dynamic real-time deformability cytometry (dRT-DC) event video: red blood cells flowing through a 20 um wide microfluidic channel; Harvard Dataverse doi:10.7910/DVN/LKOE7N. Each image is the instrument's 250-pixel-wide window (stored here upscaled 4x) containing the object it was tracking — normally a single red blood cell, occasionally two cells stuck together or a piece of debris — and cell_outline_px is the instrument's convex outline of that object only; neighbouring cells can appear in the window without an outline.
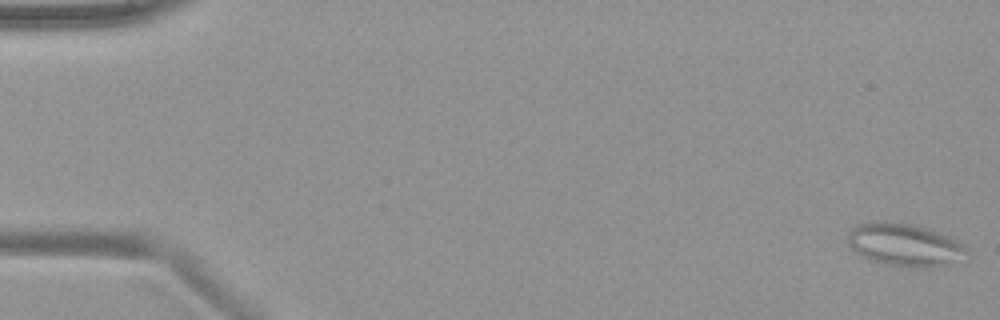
{"species": "common noctule bat (a hibernating species)", "species_latin": "Nyctalus noctula", "temperature_condition": "warm", "stored_images_in_passage": 51, "camera_frame_rate_fps": 3000, "um_per_image_px": 0.085, "animal": {"sex": "female", "body_mass_g": 19.9}, "frame": {"image": 1, "passage_image": 1, "time_ms": 0.0, "image_size_px": [1000, 320], "cell_outline_px": [[972, 256], [948, 264], [924, 268], [908, 268], [888, 264], [872, 260], [860, 256], [848, 244], [848, 232], [856, 224], [876, 220], [884, 220], [912, 224], [948, 236], [968, 248]], "centroid_in_image_um": [76.9, 20.81], "position_along_channel_um": 8.1, "area_um2": 30.0}}
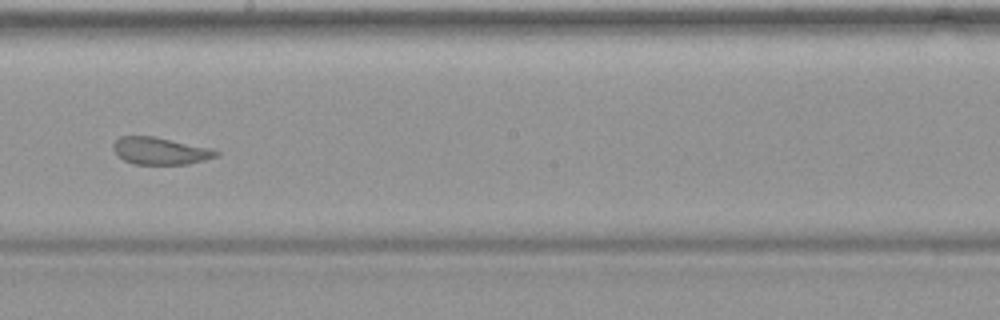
{"frame": {"image": 2, "passage_image": 29, "time_ms": 9.333, "image_size_px": [1000, 320], "cell_outline_px": [[220, 156], [188, 164], [132, 164], [124, 160], [112, 148], [112, 144], [120, 136], [156, 136], [212, 148], [220, 152]], "centroid_in_image_um": [13.66, 12.82], "position_along_channel_um": 234.5, "area_um2": 16.47}}
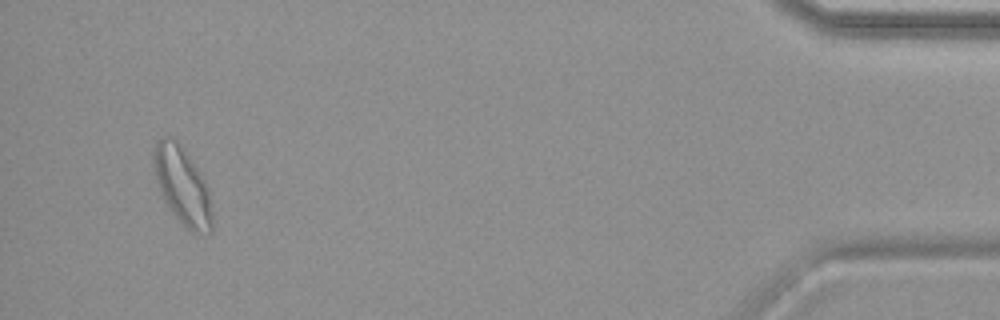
{"frame": {"image": 3, "passage_image": 48, "time_ms": 15.667, "image_size_px": [1000, 320], "cell_outline_px": [[212, 232], [192, 232], [184, 228], [172, 212], [164, 200], [160, 192], [156, 180], [152, 164], [152, 148], [164, 136], [172, 136], [176, 140], [188, 156], [204, 180], [208, 188], [212, 204]], "centroid_in_image_um": [15.48, 15.81], "position_along_channel_um": 419.7, "area_um2": 26.41}}